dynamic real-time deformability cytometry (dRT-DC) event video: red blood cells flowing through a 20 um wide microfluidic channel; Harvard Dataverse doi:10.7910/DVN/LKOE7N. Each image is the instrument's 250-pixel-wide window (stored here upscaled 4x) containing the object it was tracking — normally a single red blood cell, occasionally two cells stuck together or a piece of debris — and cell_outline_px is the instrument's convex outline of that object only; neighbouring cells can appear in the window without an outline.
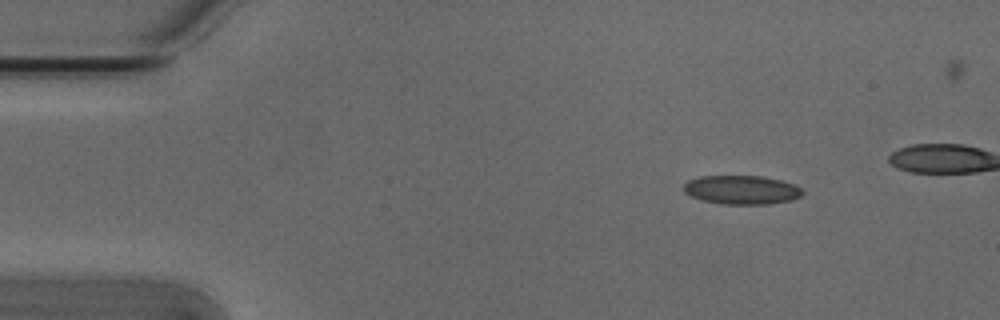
{"species": "Egyptian fruit bat (a non-hibernating species)", "species_latin": "Rousettus aegyptiacus", "temperature_condition": "cold", "stored_images_in_passage": 5, "camera_frame_rate_fps": 3000, "um_per_image_px": 0.085, "animal": {"sex": "male"}, "frame": {"image": 1, "passage_image": 1, "time_ms": 0.0, "image_size_px": [1000, 320], "cell_outline_px": [[804, 192], [800, 196], [792, 200], [768, 204], [724, 204], [700, 200], [684, 192], [684, 184], [688, 180], [700, 176], [764, 176], [780, 180], [792, 184], [800, 188]], "centroid_in_image_um": [63.02, 16.14], "position_along_channel_um": 22.0, "area_um2": 19.94}}